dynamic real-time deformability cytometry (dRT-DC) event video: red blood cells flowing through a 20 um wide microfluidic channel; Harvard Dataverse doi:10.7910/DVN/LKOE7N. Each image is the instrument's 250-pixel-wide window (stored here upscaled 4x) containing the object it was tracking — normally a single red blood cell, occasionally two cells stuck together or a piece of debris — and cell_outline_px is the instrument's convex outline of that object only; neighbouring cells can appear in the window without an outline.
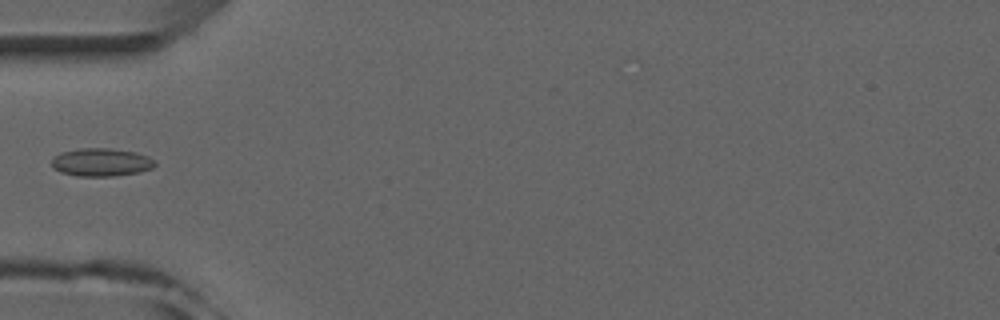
{"species": "common noctule bat (a hibernating species)", "species_latin": "Nyctalus noctula", "temperature_condition": "room temperature", "stored_images_in_passage": 4, "camera_frame_rate_fps": 3000, "um_per_image_px": 0.085, "animal": {"sex": "male", "forearm_length_mm": 52.5}, "frame": {"image": 1, "passage_image": 3, "time_ms": 2.333, "image_size_px": [1000, 320], "cell_outline_px": [[156, 164], [152, 168], [140, 172], [112, 176], [76, 176], [60, 172], [52, 168], [52, 160], [60, 152], [80, 148], [108, 148], [136, 152], [148, 156], [156, 160]], "centroid_in_image_um": [8.61, 13.79], "position_along_channel_um": 76.4, "area_um2": 16.99}}
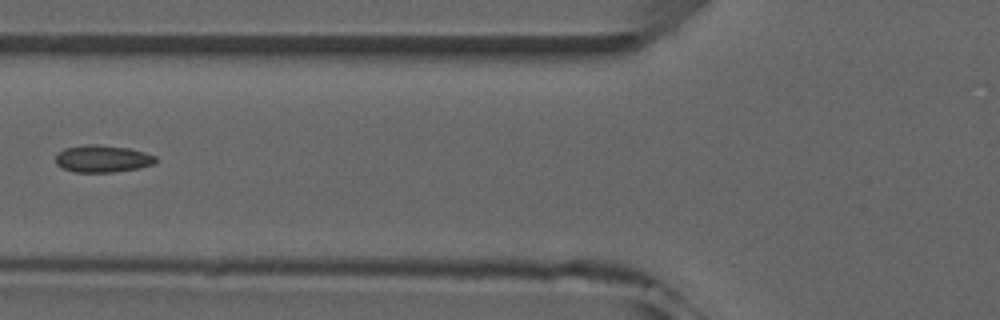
{"frame": {"image": 2, "passage_image": 4, "time_ms": 3.333, "image_size_px": [1000, 320], "cell_outline_px": [[156, 160], [152, 164], [136, 168], [112, 172], [76, 172], [64, 168], [56, 164], [56, 156], [64, 148], [84, 144], [96, 144], [128, 148], [144, 152], [156, 156]], "centroid_in_image_um": [8.69, 13.48], "position_along_channel_um": 117.1, "area_um2": 15.61}}